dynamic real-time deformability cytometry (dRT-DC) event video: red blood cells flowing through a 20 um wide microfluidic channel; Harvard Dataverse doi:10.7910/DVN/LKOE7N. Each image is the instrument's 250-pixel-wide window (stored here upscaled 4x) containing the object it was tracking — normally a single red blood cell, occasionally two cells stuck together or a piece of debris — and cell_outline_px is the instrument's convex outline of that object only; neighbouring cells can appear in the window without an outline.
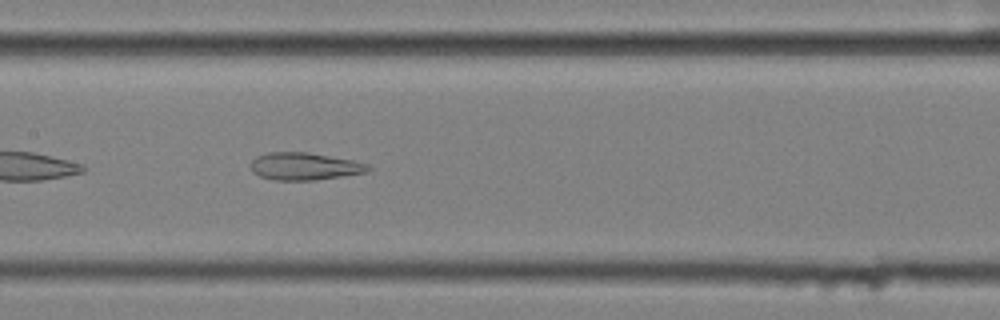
{"species": "common noctule bat (a hibernating species)", "species_latin": "Nyctalus noctula", "temperature_condition": "cold", "stored_images_in_passage": 41, "camera_frame_rate_fps": 3000, "um_per_image_px": 0.085, "animal": {"sex": "female", "body_mass_g": 25.1}, "frame": {"image": 1, "passage_image": 12, "time_ms": 3.667, "image_size_px": [1000, 320], "cell_outline_px": [[372, 168], [368, 172], [316, 180], [276, 180], [260, 176], [252, 172], [248, 164], [256, 156], [268, 152], [308, 152], [352, 160], [368, 164]], "centroid_in_image_um": [25.85, 14.13], "position_along_channel_um": 181.5, "area_um2": 18.9}}
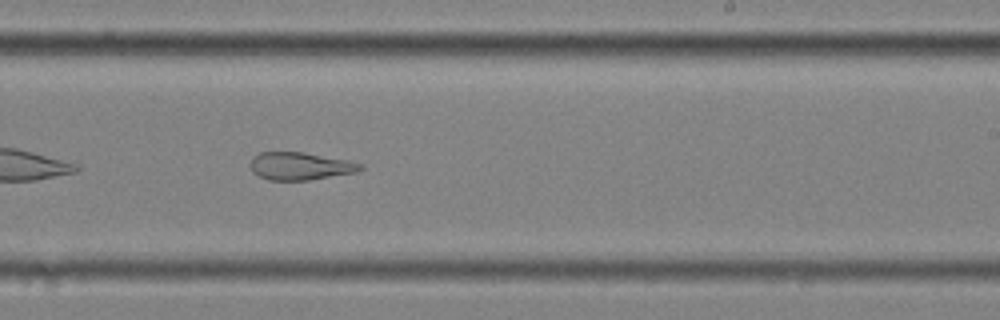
{"frame": {"image": 2, "passage_image": 19, "time_ms": 6.0, "image_size_px": [1000, 320], "cell_outline_px": [[364, 168], [356, 172], [308, 180], [268, 180], [252, 172], [252, 156], [260, 152], [304, 152], [348, 160], [364, 164]], "centroid_in_image_um": [25.54, 14.11], "position_along_channel_um": 263.5, "area_um2": 17.69}}
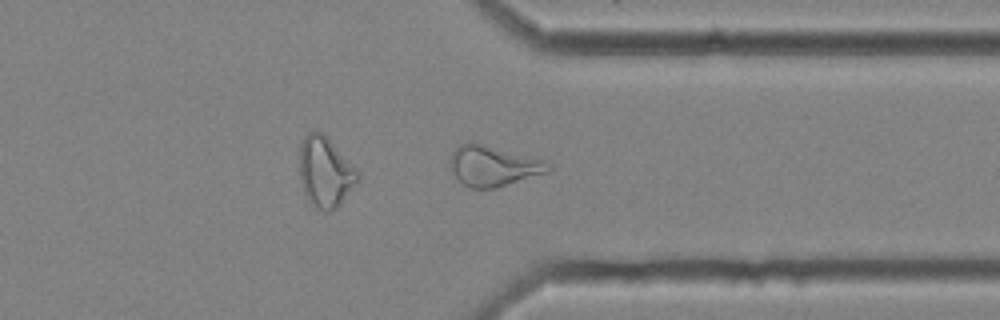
{"frame": {"image": 3, "passage_image": 28, "time_ms": 9.0, "image_size_px": [1000, 320], "cell_outline_px": [[552, 172], [496, 188], [468, 188], [456, 176], [448, 164], [448, 160], [452, 152], [460, 144], [468, 140], [472, 140], [548, 160], [552, 164]], "centroid_in_image_um": [41.99, 14.07], "position_along_channel_um": 369.4, "area_um2": 24.1}, "authors_computed_cell_mechanics": {"area_um2": 22.1374, "velocity_mm_per_s": 3.5248, "shape_relaxation_time_tau1_ms": null, "shape_relaxation_time_tau2_ms": 3.1469, "deformation_change_tau1": null, "deformation_change_tau2": 0.1393}}